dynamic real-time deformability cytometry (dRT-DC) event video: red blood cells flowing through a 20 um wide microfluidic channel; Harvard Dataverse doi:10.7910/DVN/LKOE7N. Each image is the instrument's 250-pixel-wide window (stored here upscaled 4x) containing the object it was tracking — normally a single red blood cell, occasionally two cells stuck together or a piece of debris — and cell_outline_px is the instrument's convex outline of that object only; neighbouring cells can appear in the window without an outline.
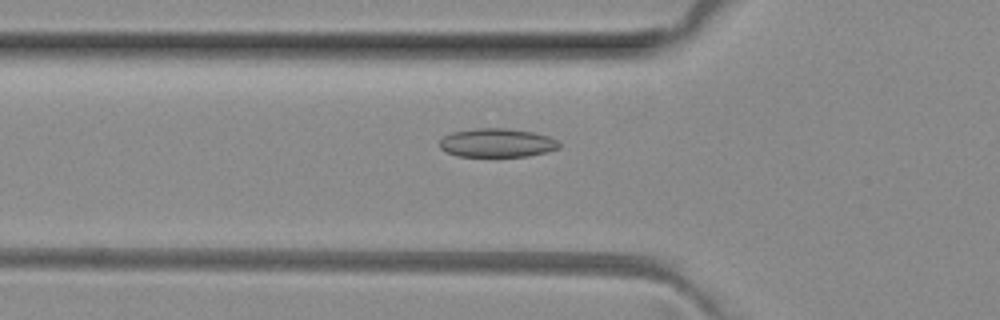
{"species": "common noctule bat (a hibernating species)", "species_latin": "Nyctalus noctula", "temperature_condition": "room temperature", "stored_images_in_passage": 45, "camera_frame_rate_fps": 3000, "um_per_image_px": 0.085, "animal": {"sex": "female", "body_mass_g": 29.2, "forearm_length_mm": 56.3}, "frame": {"image": 1, "passage_image": 12, "time_ms": 3.667, "image_size_px": [1000, 320], "cell_outline_px": [[560, 148], [528, 156], [456, 156], [440, 148], [440, 140], [444, 136], [452, 132], [472, 128], [504, 128], [532, 132], [548, 136], [556, 140], [560, 144]], "centroid_in_image_um": [42.22, 12.13], "position_along_channel_um": 83.6, "area_um2": 19.88}}
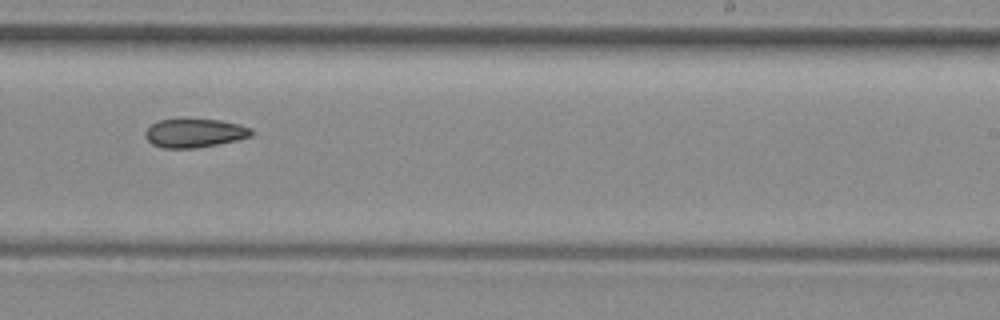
{"frame": {"image": 2, "passage_image": 26, "time_ms": 8.333, "image_size_px": [1000, 320], "cell_outline_px": [[252, 136], [236, 140], [196, 148], [160, 148], [152, 144], [144, 136], [144, 132], [152, 124], [160, 120], [184, 116], [220, 120], [240, 124], [252, 128]], "centroid_in_image_um": [16.51, 11.26], "position_along_channel_um": 272.5, "area_um2": 18.44}}
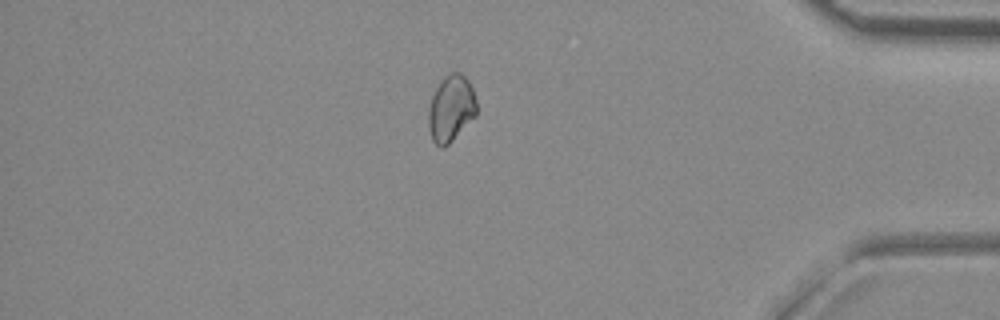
{"frame": {"image": 3, "passage_image": 38, "time_ms": 12.333, "image_size_px": [1000, 320], "cell_outline_px": [[476, 116], [444, 148], [440, 148], [432, 140], [428, 128], [428, 108], [432, 96], [440, 80], [448, 72], [460, 72], [468, 80], [472, 88], [476, 100]], "centroid_in_image_um": [38.32, 9.21], "position_along_channel_um": 396.9, "area_um2": 18.79}, "authors_computed_cell_mechanics": {"area_um2": 18.6116, "velocity_mm_per_s": 4.0354, "shape_relaxation_time_tau1_ms": null, "shape_relaxation_time_tau2_ms": 9.118, "deformation_change_tau1": null, "deformation_change_tau2": 0.1035}}